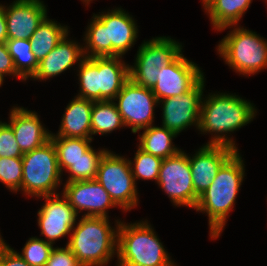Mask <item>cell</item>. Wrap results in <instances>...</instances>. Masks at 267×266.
Instances as JSON below:
<instances>
[{"mask_svg": "<svg viewBox=\"0 0 267 266\" xmlns=\"http://www.w3.org/2000/svg\"><path fill=\"white\" fill-rule=\"evenodd\" d=\"M257 110L253 102L236 93L212 91L204 94L198 134L211 135L206 145H225L239 151L232 134L250 124Z\"/></svg>", "mask_w": 267, "mask_h": 266, "instance_id": "cell-1", "label": "cell"}, {"mask_svg": "<svg viewBox=\"0 0 267 266\" xmlns=\"http://www.w3.org/2000/svg\"><path fill=\"white\" fill-rule=\"evenodd\" d=\"M137 20L121 6L93 13L83 34L86 58L124 57L139 37Z\"/></svg>", "mask_w": 267, "mask_h": 266, "instance_id": "cell-2", "label": "cell"}, {"mask_svg": "<svg viewBox=\"0 0 267 266\" xmlns=\"http://www.w3.org/2000/svg\"><path fill=\"white\" fill-rule=\"evenodd\" d=\"M245 161L240 150L235 151L219 168L208 189L199 196L194 210L208 217L209 237L219 238L245 179Z\"/></svg>", "mask_w": 267, "mask_h": 266, "instance_id": "cell-3", "label": "cell"}, {"mask_svg": "<svg viewBox=\"0 0 267 266\" xmlns=\"http://www.w3.org/2000/svg\"><path fill=\"white\" fill-rule=\"evenodd\" d=\"M79 216L65 246L83 266H107L117 257V231L121 219Z\"/></svg>", "mask_w": 267, "mask_h": 266, "instance_id": "cell-4", "label": "cell"}, {"mask_svg": "<svg viewBox=\"0 0 267 266\" xmlns=\"http://www.w3.org/2000/svg\"><path fill=\"white\" fill-rule=\"evenodd\" d=\"M146 219L126 223L117 231V266H178Z\"/></svg>", "mask_w": 267, "mask_h": 266, "instance_id": "cell-5", "label": "cell"}, {"mask_svg": "<svg viewBox=\"0 0 267 266\" xmlns=\"http://www.w3.org/2000/svg\"><path fill=\"white\" fill-rule=\"evenodd\" d=\"M124 57L84 58L76 69L77 97L93 101H112L130 79Z\"/></svg>", "mask_w": 267, "mask_h": 266, "instance_id": "cell-6", "label": "cell"}, {"mask_svg": "<svg viewBox=\"0 0 267 266\" xmlns=\"http://www.w3.org/2000/svg\"><path fill=\"white\" fill-rule=\"evenodd\" d=\"M230 29L215 47L217 54L235 73L242 76L256 75L267 69V39L242 25Z\"/></svg>", "mask_w": 267, "mask_h": 266, "instance_id": "cell-7", "label": "cell"}, {"mask_svg": "<svg viewBox=\"0 0 267 266\" xmlns=\"http://www.w3.org/2000/svg\"><path fill=\"white\" fill-rule=\"evenodd\" d=\"M23 174L21 189L25 197L39 198L61 193L63 176L58 167L57 151L50 139L41 147L22 156Z\"/></svg>", "mask_w": 267, "mask_h": 266, "instance_id": "cell-8", "label": "cell"}, {"mask_svg": "<svg viewBox=\"0 0 267 266\" xmlns=\"http://www.w3.org/2000/svg\"><path fill=\"white\" fill-rule=\"evenodd\" d=\"M183 47L181 42L171 36L143 40L134 56V63L129 65L130 79L138 86L153 89L160 69L184 52Z\"/></svg>", "mask_w": 267, "mask_h": 266, "instance_id": "cell-9", "label": "cell"}, {"mask_svg": "<svg viewBox=\"0 0 267 266\" xmlns=\"http://www.w3.org/2000/svg\"><path fill=\"white\" fill-rule=\"evenodd\" d=\"M122 212H130L140 203L138 186L129 158L108 150L101 158L95 178Z\"/></svg>", "mask_w": 267, "mask_h": 266, "instance_id": "cell-10", "label": "cell"}, {"mask_svg": "<svg viewBox=\"0 0 267 266\" xmlns=\"http://www.w3.org/2000/svg\"><path fill=\"white\" fill-rule=\"evenodd\" d=\"M156 184L175 207H196L199 197L195 194L189 153L185 150L162 160Z\"/></svg>", "mask_w": 267, "mask_h": 266, "instance_id": "cell-11", "label": "cell"}, {"mask_svg": "<svg viewBox=\"0 0 267 266\" xmlns=\"http://www.w3.org/2000/svg\"><path fill=\"white\" fill-rule=\"evenodd\" d=\"M112 101L125 127L131 128V133L136 134L155 123V108L158 107V99L152 89L138 86L129 79Z\"/></svg>", "mask_w": 267, "mask_h": 266, "instance_id": "cell-12", "label": "cell"}, {"mask_svg": "<svg viewBox=\"0 0 267 266\" xmlns=\"http://www.w3.org/2000/svg\"><path fill=\"white\" fill-rule=\"evenodd\" d=\"M205 76L188 92L158 101L162 111V124L177 136L188 128L200 124L201 102L205 91ZM161 105V106H160Z\"/></svg>", "mask_w": 267, "mask_h": 266, "instance_id": "cell-13", "label": "cell"}, {"mask_svg": "<svg viewBox=\"0 0 267 266\" xmlns=\"http://www.w3.org/2000/svg\"><path fill=\"white\" fill-rule=\"evenodd\" d=\"M38 199H44L43 205L37 211L40 238L44 237L43 240L53 245L63 237L68 239L79 216L67 198L61 192L42 196L36 200Z\"/></svg>", "mask_w": 267, "mask_h": 266, "instance_id": "cell-14", "label": "cell"}, {"mask_svg": "<svg viewBox=\"0 0 267 266\" xmlns=\"http://www.w3.org/2000/svg\"><path fill=\"white\" fill-rule=\"evenodd\" d=\"M61 192L78 216L109 218L111 217L109 216V210L119 208L108 192L95 179L64 181Z\"/></svg>", "mask_w": 267, "mask_h": 266, "instance_id": "cell-15", "label": "cell"}, {"mask_svg": "<svg viewBox=\"0 0 267 266\" xmlns=\"http://www.w3.org/2000/svg\"><path fill=\"white\" fill-rule=\"evenodd\" d=\"M184 56L182 52L172 63L160 69L158 81L152 89L158 101L188 92L205 76L197 63Z\"/></svg>", "mask_w": 267, "mask_h": 266, "instance_id": "cell-16", "label": "cell"}, {"mask_svg": "<svg viewBox=\"0 0 267 266\" xmlns=\"http://www.w3.org/2000/svg\"><path fill=\"white\" fill-rule=\"evenodd\" d=\"M43 0H14L4 4L8 40L29 39L48 15Z\"/></svg>", "mask_w": 267, "mask_h": 266, "instance_id": "cell-17", "label": "cell"}, {"mask_svg": "<svg viewBox=\"0 0 267 266\" xmlns=\"http://www.w3.org/2000/svg\"><path fill=\"white\" fill-rule=\"evenodd\" d=\"M235 151L225 145H206L204 143L194 154H189L192 181L198 197L208 189L219 168Z\"/></svg>", "mask_w": 267, "mask_h": 266, "instance_id": "cell-18", "label": "cell"}, {"mask_svg": "<svg viewBox=\"0 0 267 266\" xmlns=\"http://www.w3.org/2000/svg\"><path fill=\"white\" fill-rule=\"evenodd\" d=\"M70 32H68L63 39L56 45V47L42 60L39 61V66L30 79L33 81L52 80L60 76L68 69L74 71L78 68L81 61L85 58L83 52V43L71 39ZM77 66V67H76Z\"/></svg>", "mask_w": 267, "mask_h": 266, "instance_id": "cell-19", "label": "cell"}, {"mask_svg": "<svg viewBox=\"0 0 267 266\" xmlns=\"http://www.w3.org/2000/svg\"><path fill=\"white\" fill-rule=\"evenodd\" d=\"M8 116V123L23 154L41 147L50 140L52 131L45 127L40 119L41 116L35 110L14 104Z\"/></svg>", "mask_w": 267, "mask_h": 266, "instance_id": "cell-20", "label": "cell"}, {"mask_svg": "<svg viewBox=\"0 0 267 266\" xmlns=\"http://www.w3.org/2000/svg\"><path fill=\"white\" fill-rule=\"evenodd\" d=\"M94 101L74 96L65 107L54 136L91 139V112Z\"/></svg>", "mask_w": 267, "mask_h": 266, "instance_id": "cell-21", "label": "cell"}, {"mask_svg": "<svg viewBox=\"0 0 267 266\" xmlns=\"http://www.w3.org/2000/svg\"><path fill=\"white\" fill-rule=\"evenodd\" d=\"M253 0H203L201 5L213 30L237 26Z\"/></svg>", "mask_w": 267, "mask_h": 266, "instance_id": "cell-22", "label": "cell"}, {"mask_svg": "<svg viewBox=\"0 0 267 266\" xmlns=\"http://www.w3.org/2000/svg\"><path fill=\"white\" fill-rule=\"evenodd\" d=\"M152 126L138 131V147L144 152L152 154L161 159L176 155L181 148L174 144L177 135L164 126ZM177 146V147H176Z\"/></svg>", "mask_w": 267, "mask_h": 266, "instance_id": "cell-23", "label": "cell"}, {"mask_svg": "<svg viewBox=\"0 0 267 266\" xmlns=\"http://www.w3.org/2000/svg\"><path fill=\"white\" fill-rule=\"evenodd\" d=\"M57 22L56 19H50L47 15L29 38L32 51L38 62L47 56L63 37L70 32L68 25Z\"/></svg>", "mask_w": 267, "mask_h": 266, "instance_id": "cell-24", "label": "cell"}, {"mask_svg": "<svg viewBox=\"0 0 267 266\" xmlns=\"http://www.w3.org/2000/svg\"><path fill=\"white\" fill-rule=\"evenodd\" d=\"M125 128L122 117L113 101H94L91 112V139L94 135H108Z\"/></svg>", "mask_w": 267, "mask_h": 266, "instance_id": "cell-25", "label": "cell"}, {"mask_svg": "<svg viewBox=\"0 0 267 266\" xmlns=\"http://www.w3.org/2000/svg\"><path fill=\"white\" fill-rule=\"evenodd\" d=\"M50 139L57 151L58 167L64 176V172L73 165L91 147L93 139L70 138L50 135Z\"/></svg>", "mask_w": 267, "mask_h": 266, "instance_id": "cell-26", "label": "cell"}, {"mask_svg": "<svg viewBox=\"0 0 267 266\" xmlns=\"http://www.w3.org/2000/svg\"><path fill=\"white\" fill-rule=\"evenodd\" d=\"M6 45L9 54L13 58L17 73L26 81L30 80L36 73L39 62L32 51L30 39L7 40Z\"/></svg>", "mask_w": 267, "mask_h": 266, "instance_id": "cell-27", "label": "cell"}, {"mask_svg": "<svg viewBox=\"0 0 267 266\" xmlns=\"http://www.w3.org/2000/svg\"><path fill=\"white\" fill-rule=\"evenodd\" d=\"M97 149L91 146L81 158L73 162V165L64 172V175L68 173L66 182L94 180L96 178L100 160L108 151V148Z\"/></svg>", "mask_w": 267, "mask_h": 266, "instance_id": "cell-28", "label": "cell"}, {"mask_svg": "<svg viewBox=\"0 0 267 266\" xmlns=\"http://www.w3.org/2000/svg\"><path fill=\"white\" fill-rule=\"evenodd\" d=\"M163 159L156 157L152 154L144 152L137 146V150L134 153V158L129 159L132 175L135 183L137 181H155L157 183L160 171V165Z\"/></svg>", "mask_w": 267, "mask_h": 266, "instance_id": "cell-29", "label": "cell"}, {"mask_svg": "<svg viewBox=\"0 0 267 266\" xmlns=\"http://www.w3.org/2000/svg\"><path fill=\"white\" fill-rule=\"evenodd\" d=\"M54 245L38 236H31L24 244L22 251L16 253L30 266H45Z\"/></svg>", "mask_w": 267, "mask_h": 266, "instance_id": "cell-30", "label": "cell"}, {"mask_svg": "<svg viewBox=\"0 0 267 266\" xmlns=\"http://www.w3.org/2000/svg\"><path fill=\"white\" fill-rule=\"evenodd\" d=\"M22 157H0V183L12 193L21 189Z\"/></svg>", "mask_w": 267, "mask_h": 266, "instance_id": "cell-31", "label": "cell"}, {"mask_svg": "<svg viewBox=\"0 0 267 266\" xmlns=\"http://www.w3.org/2000/svg\"><path fill=\"white\" fill-rule=\"evenodd\" d=\"M11 125L0 120V157H22Z\"/></svg>", "mask_w": 267, "mask_h": 266, "instance_id": "cell-32", "label": "cell"}, {"mask_svg": "<svg viewBox=\"0 0 267 266\" xmlns=\"http://www.w3.org/2000/svg\"><path fill=\"white\" fill-rule=\"evenodd\" d=\"M45 266H83L73 252L64 245V247H56L52 249L49 260Z\"/></svg>", "mask_w": 267, "mask_h": 266, "instance_id": "cell-33", "label": "cell"}, {"mask_svg": "<svg viewBox=\"0 0 267 266\" xmlns=\"http://www.w3.org/2000/svg\"><path fill=\"white\" fill-rule=\"evenodd\" d=\"M12 76L21 82H26L16 71L13 58L9 54L6 43H0V83L3 85L5 78Z\"/></svg>", "mask_w": 267, "mask_h": 266, "instance_id": "cell-34", "label": "cell"}, {"mask_svg": "<svg viewBox=\"0 0 267 266\" xmlns=\"http://www.w3.org/2000/svg\"><path fill=\"white\" fill-rule=\"evenodd\" d=\"M0 266H30L7 242L0 246Z\"/></svg>", "mask_w": 267, "mask_h": 266, "instance_id": "cell-35", "label": "cell"}, {"mask_svg": "<svg viewBox=\"0 0 267 266\" xmlns=\"http://www.w3.org/2000/svg\"><path fill=\"white\" fill-rule=\"evenodd\" d=\"M8 40L6 17L4 14V4L0 3V43H6Z\"/></svg>", "mask_w": 267, "mask_h": 266, "instance_id": "cell-36", "label": "cell"}, {"mask_svg": "<svg viewBox=\"0 0 267 266\" xmlns=\"http://www.w3.org/2000/svg\"><path fill=\"white\" fill-rule=\"evenodd\" d=\"M93 1L94 0H81V2L85 5V7H88L90 5V3H93Z\"/></svg>", "mask_w": 267, "mask_h": 266, "instance_id": "cell-37", "label": "cell"}, {"mask_svg": "<svg viewBox=\"0 0 267 266\" xmlns=\"http://www.w3.org/2000/svg\"><path fill=\"white\" fill-rule=\"evenodd\" d=\"M4 241H6V240L3 239L2 235H1V232H0V246Z\"/></svg>", "mask_w": 267, "mask_h": 266, "instance_id": "cell-38", "label": "cell"}]
</instances>
